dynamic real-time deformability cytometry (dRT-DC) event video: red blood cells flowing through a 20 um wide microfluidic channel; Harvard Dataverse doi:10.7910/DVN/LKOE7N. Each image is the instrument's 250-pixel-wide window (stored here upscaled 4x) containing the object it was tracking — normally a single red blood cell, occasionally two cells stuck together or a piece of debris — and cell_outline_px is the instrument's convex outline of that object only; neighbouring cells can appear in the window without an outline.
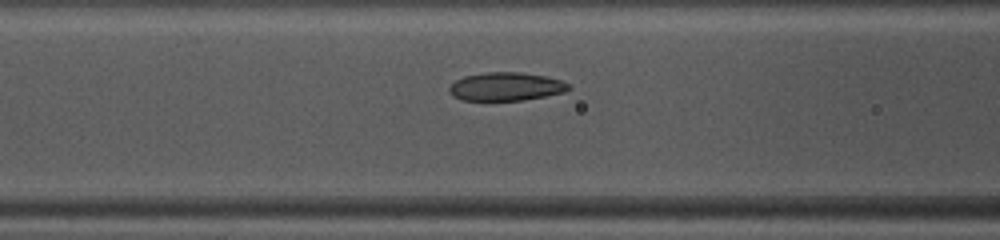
{"species": "common noctule bat (a hibernating species)", "species_latin": "Nyctalus noctula", "temperature_condition": "warm", "stored_images_in_passage": 36, "camera_frame_rate_fps": 3000, "um_per_image_px": 0.085, "animal": {"sex": "female", "body_mass_g": 10.0, "forearm_length_mm": 53.1}, "frame": {"image": 1, "passage_image": 6, "time_ms": 1.667, "image_size_px": [1000, 240], "cell_outline_px": [[572, 88], [564, 92], [524, 100], [460, 100], [452, 96], [448, 92], [448, 88], [456, 80], [464, 76], [484, 72], [520, 72], [544, 76], [560, 80], [568, 84]], "centroid_in_image_um": [42.97, 7.36], "position_along_channel_um": 123.6, "area_um2": 19.71}}
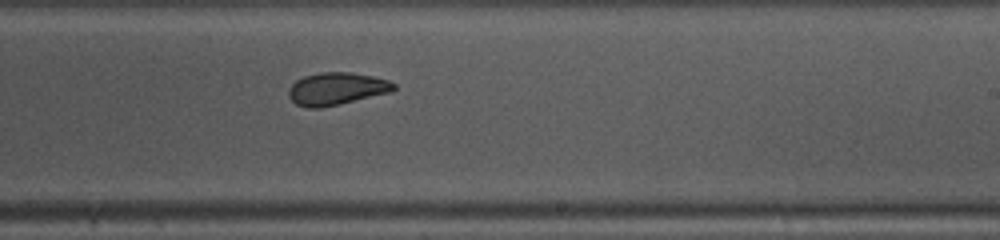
{"frame": {"image": 2, "passage_image": 16, "time_ms": 5.0, "image_size_px": [1000, 240], "cell_outline_px": [[396, 88], [392, 92], [340, 104], [320, 108], [308, 108], [296, 104], [288, 96], [288, 88], [296, 80], [304, 76], [320, 72], [352, 72], [372, 76], [388, 80], [396, 84]], "centroid_in_image_um": [28.61, 7.54], "position_along_channel_um": 260.4, "area_um2": 20.06}}
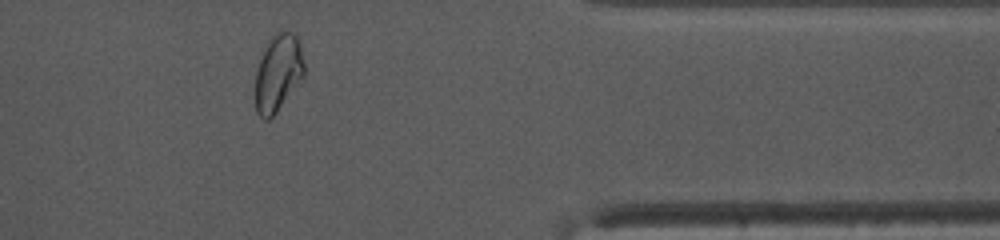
{"frame": {"image": 3, "passage_image": 27, "time_ms": 8.667, "image_size_px": [1000, 240], "cell_outline_px": [[304, 76], [276, 112], [268, 120], [264, 120], [256, 112], [256, 72], [264, 48], [268, 40], [280, 28], [284, 28], [296, 32], [300, 40], [304, 64]], "centroid_in_image_um": [23.66, 6.1], "position_along_channel_um": 387.7, "area_um2": 22.25}, "authors_computed_cell_mechanics": {"area_um2": 20.4901, "velocity_mm_per_s": 4.1014, "shape_relaxation_time_tau1_ms": 5.069, "shape_relaxation_time_tau2_ms": 1.4117, "deformation_change_tau1": 0.1511, "deformation_change_tau2": 0.0524}}